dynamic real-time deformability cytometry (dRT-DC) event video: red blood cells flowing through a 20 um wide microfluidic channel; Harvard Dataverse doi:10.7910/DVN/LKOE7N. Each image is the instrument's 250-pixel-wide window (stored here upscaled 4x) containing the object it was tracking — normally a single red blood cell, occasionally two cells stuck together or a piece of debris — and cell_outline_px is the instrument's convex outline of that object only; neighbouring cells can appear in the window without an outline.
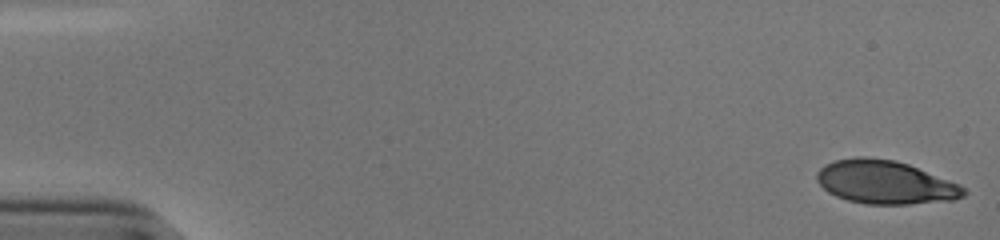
{"species": "human", "species_latin": "Homo sapiens", "temperature_condition": "cold", "stored_images_in_passage": 53, "camera_frame_rate_fps": 3000, "um_per_image_px": 0.085, "donor": {"sex": "male"}, "frame": {"image": 1, "passage_image": 1, "time_ms": 0.0, "image_size_px": [1000, 240], "cell_outline_px": [[968, 192], [964, 196], [952, 200], [908, 204], [864, 204], [848, 200], [836, 196], [828, 192], [816, 180], [816, 172], [824, 164], [836, 160], [856, 156], [864, 156], [896, 160], [908, 164], [960, 184]], "centroid_in_image_um": [75.23, 15.48], "position_along_channel_um": 9.8, "area_um2": 37.28}}
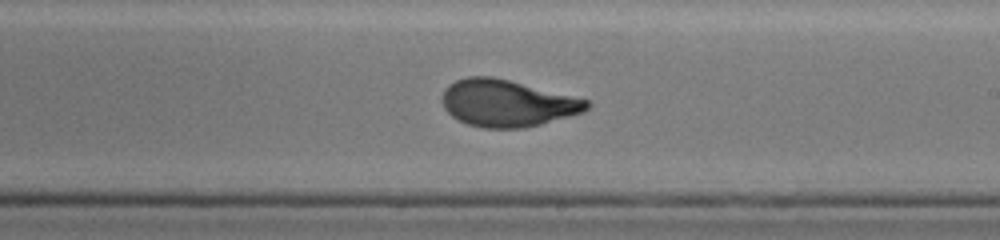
{"frame": {"image": 2, "passage_image": 32, "time_ms": 10.333, "image_size_px": [1000, 240], "cell_outline_px": [[592, 104], [584, 112], [540, 124], [524, 128], [484, 128], [468, 124], [452, 116], [444, 108], [440, 100], [444, 88], [448, 84], [456, 80], [468, 76], [492, 76], [588, 100]], "centroid_in_image_um": [43.06, 8.77], "position_along_channel_um": 245.9, "area_um2": 39.36}}
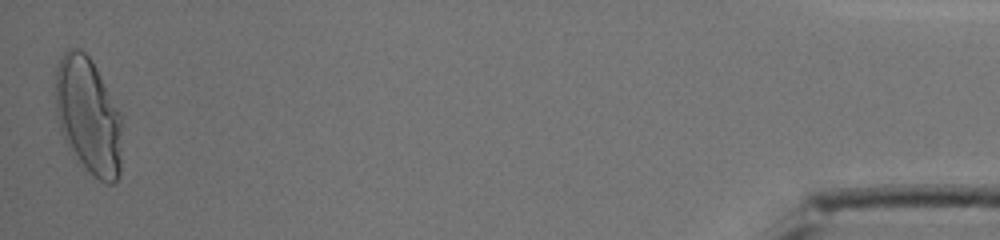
{"frame": {"image": 3, "passage_image": 53, "time_ms": 17.333, "image_size_px": [1000, 240], "cell_outline_px": [[124, 116], [120, 172], [116, 180], [112, 184], [108, 184], [100, 180], [76, 164], [60, 132], [56, 116], [56, 68], [64, 52], [68, 48], [80, 48], [92, 60]], "centroid_in_image_um": [7.54, 9.9], "position_along_channel_um": 427.7, "area_um2": 46.76}, "authors_computed_cell_mechanics": {"area_um2": 39.0728, "velocity_mm_per_s": 3.8172, "shape_relaxation_time_tau1_ms": 4.673, "shape_relaxation_time_tau2_ms": null, "deformation_change_tau1": 0.2008, "deformation_change_tau2": null}}